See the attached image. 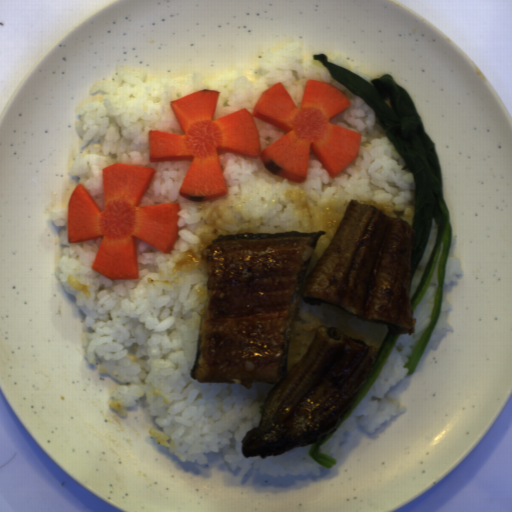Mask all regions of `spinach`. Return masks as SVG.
I'll list each match as a JSON object with an SVG mask.
<instances>
[{"mask_svg": "<svg viewBox=\"0 0 512 512\" xmlns=\"http://www.w3.org/2000/svg\"><path fill=\"white\" fill-rule=\"evenodd\" d=\"M401 335H394L392 333H387V335L382 340L381 344L378 347V353H377V359H376V365L369 376L368 380L364 384L363 388L353 401L352 405L344 415V417L341 419L337 427L334 429L332 433H330L328 436L323 438L322 440L313 442L310 450H309V456L318 464L323 466L324 468L331 469L335 467L336 460L325 453L321 451L322 445L329 442L331 438L335 435V433L340 429V427L344 424V422L348 419V417L353 413V411L356 409L358 404L361 402L367 391L370 389L376 378L379 376L381 371L383 370L385 364L387 363L389 357L391 356L393 350L395 349L397 343L399 342Z\"/></svg>", "mask_w": 512, "mask_h": 512, "instance_id": "obj_2", "label": "spinach"}, {"mask_svg": "<svg viewBox=\"0 0 512 512\" xmlns=\"http://www.w3.org/2000/svg\"><path fill=\"white\" fill-rule=\"evenodd\" d=\"M312 58L322 62L332 80L363 100L372 111L383 135L393 143L410 169L416 194L410 225L416 228L417 237L412 245L409 279L426 249L432 221L436 225L431 255L410 298L413 314L430 285L441 249L431 321L419 338L407 365L403 367L410 375L420 362L439 318L452 233L450 214L443 200L436 146L426 134L423 121L408 91L397 84L394 76L384 74L377 80L366 82L356 73L328 62L325 54L315 53Z\"/></svg>", "mask_w": 512, "mask_h": 512, "instance_id": "obj_1", "label": "spinach"}]
</instances>
